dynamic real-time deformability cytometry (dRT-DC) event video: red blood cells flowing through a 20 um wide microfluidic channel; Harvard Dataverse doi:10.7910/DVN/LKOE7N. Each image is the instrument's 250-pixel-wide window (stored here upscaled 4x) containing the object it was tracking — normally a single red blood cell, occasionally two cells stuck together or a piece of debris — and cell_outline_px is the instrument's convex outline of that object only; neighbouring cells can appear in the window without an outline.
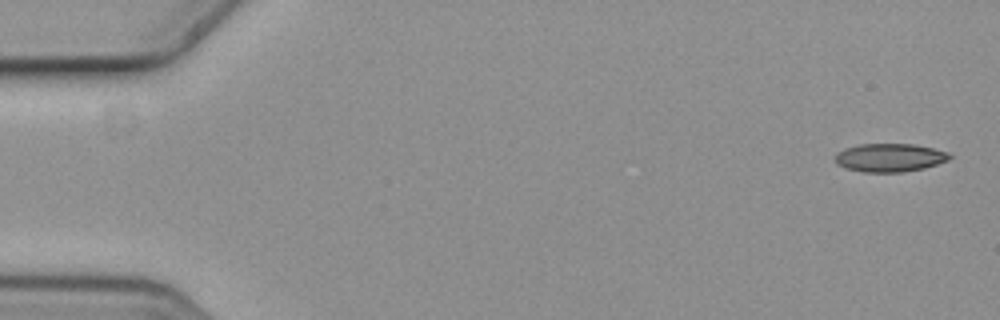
{"species": "common noctule bat (a hibernating species)", "species_latin": "Nyctalus noctula", "temperature_condition": "cold", "stored_images_in_passage": 9, "camera_frame_rate_fps": 3000, "um_per_image_px": 0.085, "animal": {"sex": "female", "body_mass_g": 19.3, "forearm_length_mm": 54.1}, "frame": {"image": 1, "passage_image": 1, "time_ms": 0.0, "image_size_px": [1000, 320], "cell_outline_px": [[952, 156], [948, 160], [924, 168], [904, 172], [864, 172], [848, 168], [836, 164], [836, 152], [844, 148], [860, 144], [912, 144], [932, 148], [948, 152]], "centroid_in_image_um": [75.62, 13.39], "position_along_channel_um": 9.4, "area_um2": 18.79}}
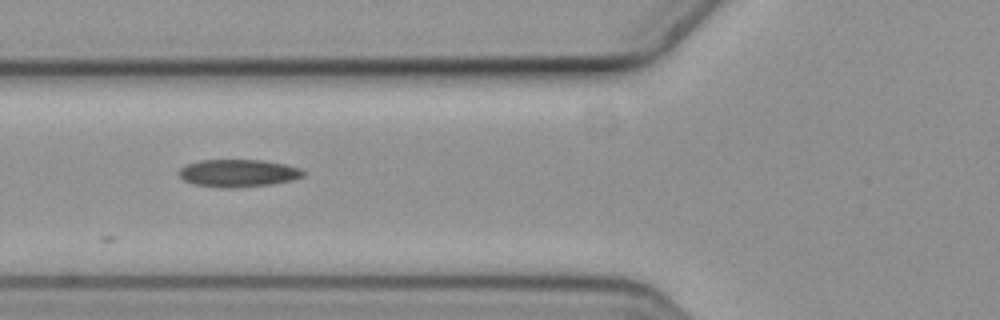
{"frame": {"image": 2, "passage_image": 6, "time_ms": 1.667, "image_size_px": [1000, 320], "cell_outline_px": [[304, 176], [292, 180], [272, 184], [236, 188], [224, 188], [192, 184], [184, 180], [180, 176], [180, 168], [184, 164], [200, 160], [260, 160], [284, 164], [304, 168]], "centroid_in_image_um": [20.25, 14.72], "position_along_channel_um": 105.5, "area_um2": 20.11}}
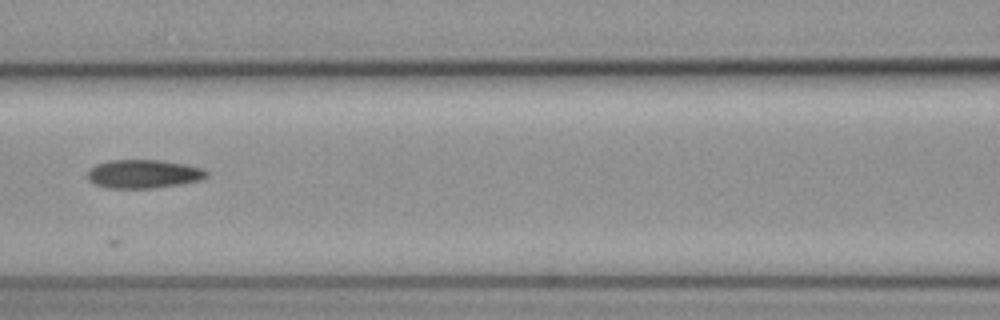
{"frame": {"image": 3, "passage_image": 7, "time_ms": 2.0, "image_size_px": [1000, 320], "cell_outline_px": [[208, 176], [200, 180], [152, 188], [104, 188], [88, 180], [88, 172], [96, 164], [108, 160], [164, 160], [204, 168], [208, 172]], "centroid_in_image_um": [12.2, 14.77], "position_along_channel_um": 154.4, "area_um2": 19.77}}